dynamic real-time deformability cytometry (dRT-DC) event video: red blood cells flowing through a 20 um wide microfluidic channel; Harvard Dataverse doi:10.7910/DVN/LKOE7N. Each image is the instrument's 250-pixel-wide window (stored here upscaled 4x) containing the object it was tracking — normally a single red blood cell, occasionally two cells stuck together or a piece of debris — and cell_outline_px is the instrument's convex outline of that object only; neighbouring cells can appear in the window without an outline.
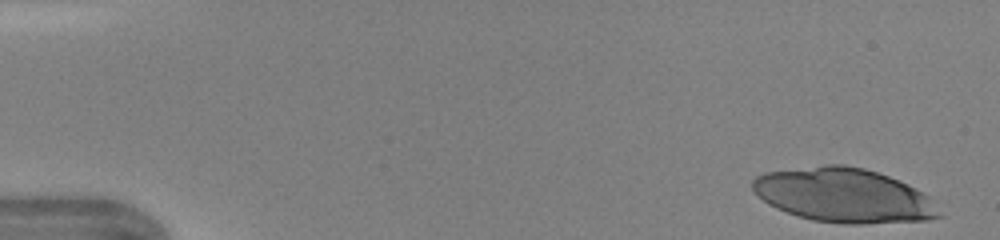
{"species": "human", "species_latin": "Homo sapiens", "temperature_condition": "warm", "stored_images_in_passage": 11, "camera_frame_rate_fps": 3000, "um_per_image_px": 0.085, "donor": {"sex": "female"}, "frame": {"image": 1, "passage_image": 1, "time_ms": 0.0, "image_size_px": [1000, 240], "cell_outline_px": [[944, 216], [928, 220], [864, 224], [844, 224], [812, 220], [776, 208], [768, 204], [752, 188], [752, 180], [756, 176], [764, 172], [824, 164], [844, 164], [864, 168], [888, 176], [908, 184], [928, 196]], "centroid_in_image_um": [71.73, 16.6], "position_along_channel_um": 13.3, "area_um2": 58.96}}